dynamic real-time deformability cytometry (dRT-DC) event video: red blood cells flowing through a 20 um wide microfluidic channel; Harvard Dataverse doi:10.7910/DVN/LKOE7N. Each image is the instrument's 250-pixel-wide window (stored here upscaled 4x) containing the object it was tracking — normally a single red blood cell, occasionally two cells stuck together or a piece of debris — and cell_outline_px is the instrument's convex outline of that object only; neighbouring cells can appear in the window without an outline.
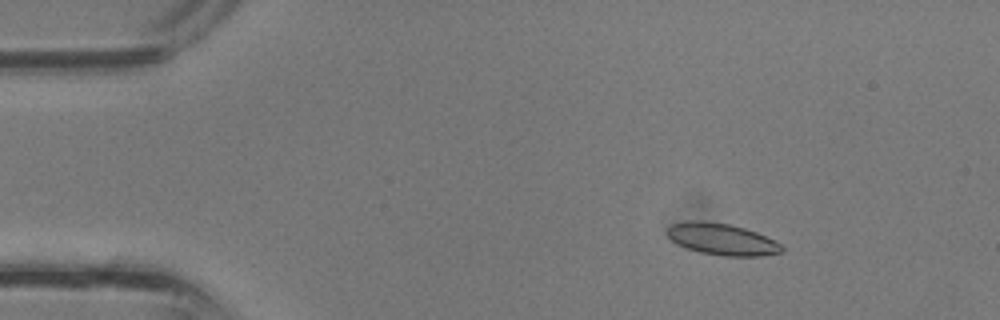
{"species": "common noctule bat (a hibernating species)", "species_latin": "Nyctalus noctula", "temperature_condition": "room temperature", "stored_images_in_passage": 33, "camera_frame_rate_fps": 3000, "um_per_image_px": 0.085, "animal": {"sex": "male", "body_mass_g": 13.3}, "frame": {"image": 1, "passage_image": 2, "time_ms": 0.333, "image_size_px": [1000, 320], "cell_outline_px": [[784, 248], [780, 252], [760, 256], [724, 256], [700, 252], [688, 248], [672, 240], [668, 236], [668, 228], [672, 224], [688, 220], [704, 220], [728, 224], [744, 228], [756, 232], [776, 240]], "centroid_in_image_um": [61.38, 20.32], "position_along_channel_um": 23.6, "area_um2": 20.92}}
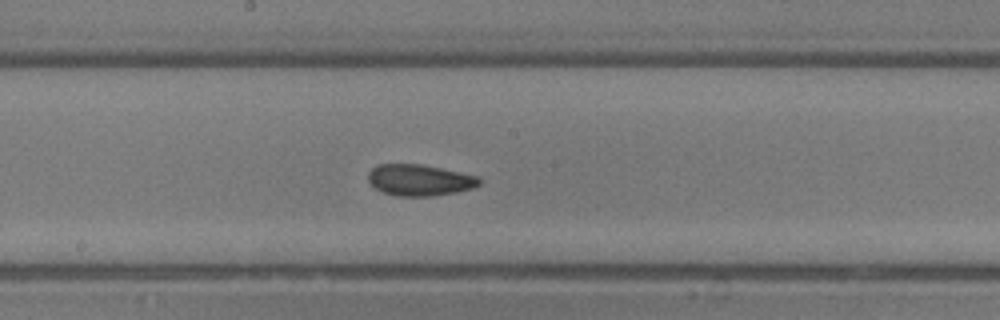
{"frame": {"image": 2, "passage_image": 16, "time_ms": 5.0, "image_size_px": [1000, 320], "cell_outline_px": [[484, 180], [476, 188], [456, 192], [432, 196], [396, 196], [384, 192], [376, 188], [368, 180], [368, 172], [372, 168], [380, 164], [420, 164], [440, 168], [476, 176]], "centroid_in_image_um": [35.69, 15.31], "position_along_channel_um": 212.5, "area_um2": 20.23}}
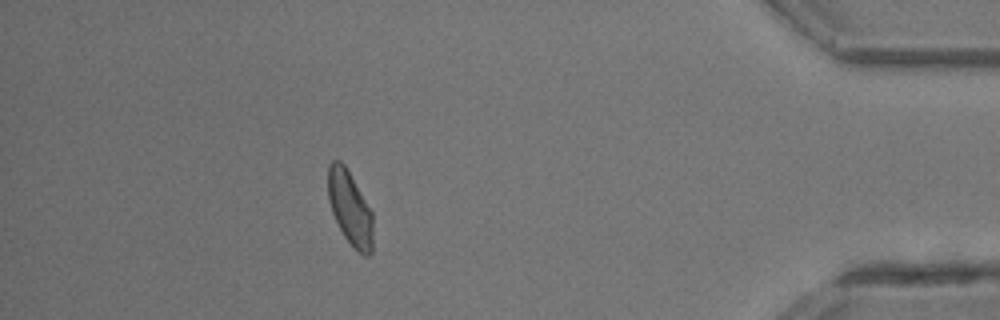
{"frame": {"image": 3, "passage_image": 29, "time_ms": 9.333, "image_size_px": [1000, 320], "cell_outline_px": [[372, 252], [368, 256], [364, 256], [352, 248], [344, 236], [332, 212], [328, 200], [328, 164], [332, 160], [340, 160], [344, 164], [372, 212]], "centroid_in_image_um": [29.74, 17.71], "position_along_channel_um": 405.5, "area_um2": 19.31}}